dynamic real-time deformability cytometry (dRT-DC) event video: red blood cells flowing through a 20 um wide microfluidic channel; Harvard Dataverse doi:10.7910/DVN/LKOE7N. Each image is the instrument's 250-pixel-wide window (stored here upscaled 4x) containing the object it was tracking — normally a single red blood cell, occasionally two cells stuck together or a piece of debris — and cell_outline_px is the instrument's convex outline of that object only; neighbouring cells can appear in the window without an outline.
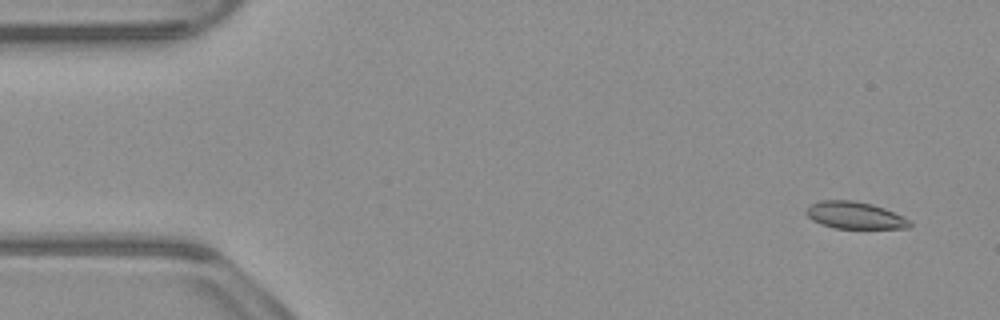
{"species": "common noctule bat (a hibernating species)", "species_latin": "Nyctalus noctula", "temperature_condition": "warm", "stored_images_in_passage": 51, "camera_frame_rate_fps": 3000, "um_per_image_px": 0.085, "animal": {"sex": "male", "body_mass_g": 23.1, "forearm_length_mm": 52.7}, "frame": {"image": 1, "passage_image": 1, "time_ms": 0.0, "image_size_px": [1000, 320], "cell_outline_px": [[912, 224], [908, 228], [836, 228], [820, 224], [812, 220], [804, 212], [804, 208], [808, 204], [820, 200], [852, 200], [872, 204], [884, 208], [904, 216], [912, 220]], "centroid_in_image_um": [72.63, 18.29], "position_along_channel_um": 12.4, "area_um2": 16.59}}
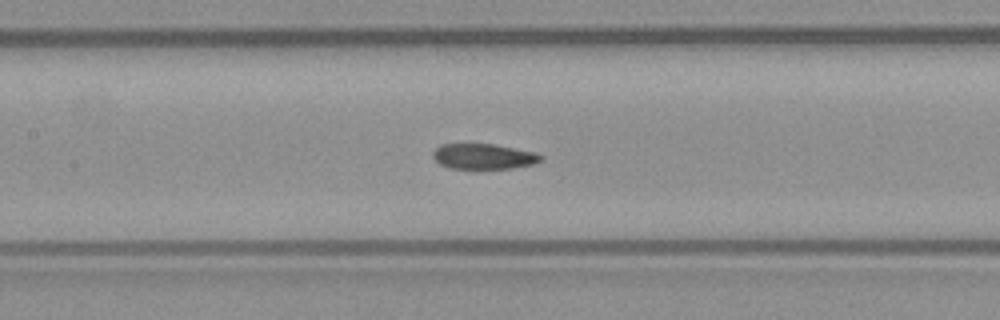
{"frame": {"image": 2, "passage_image": 22, "time_ms": 7.0, "image_size_px": [1000, 320], "cell_outline_px": [[544, 160], [532, 164], [512, 168], [448, 168], [440, 164], [432, 156], [432, 152], [440, 144], [492, 144], [536, 152], [544, 156]], "centroid_in_image_um": [41.12, 13.29], "position_along_channel_um": 166.3, "area_um2": 15.95}}
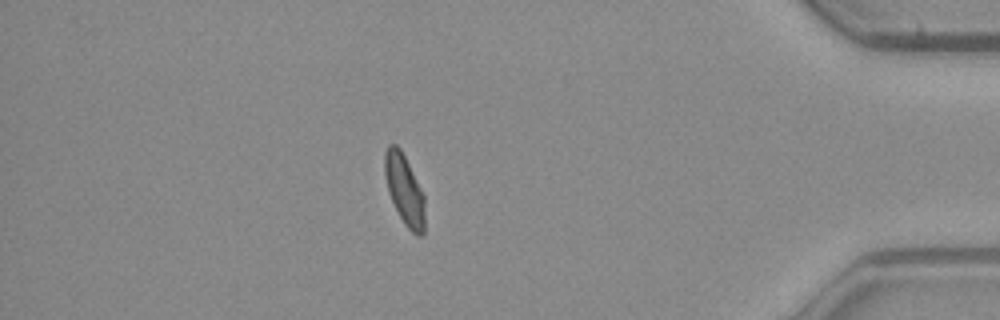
{"frame": {"image": 3, "passage_image": 44, "time_ms": 14.333, "image_size_px": [1000, 320], "cell_outline_px": [[424, 232], [420, 236], [416, 236], [404, 224], [388, 192], [384, 172], [384, 152], [388, 144], [396, 144], [400, 148], [424, 196]], "centroid_in_image_um": [34.36, 16.12], "position_along_channel_um": 400.8, "area_um2": 16.18}, "authors_computed_cell_mechanics": {"area_um2": 17.051, "velocity_mm_per_s": 3.8482, "shape_relaxation_time_tau1_ms": null, "shape_relaxation_time_tau2_ms": 2.6851, "deformation_change_tau1": null, "deformation_change_tau2": 0.0604}}